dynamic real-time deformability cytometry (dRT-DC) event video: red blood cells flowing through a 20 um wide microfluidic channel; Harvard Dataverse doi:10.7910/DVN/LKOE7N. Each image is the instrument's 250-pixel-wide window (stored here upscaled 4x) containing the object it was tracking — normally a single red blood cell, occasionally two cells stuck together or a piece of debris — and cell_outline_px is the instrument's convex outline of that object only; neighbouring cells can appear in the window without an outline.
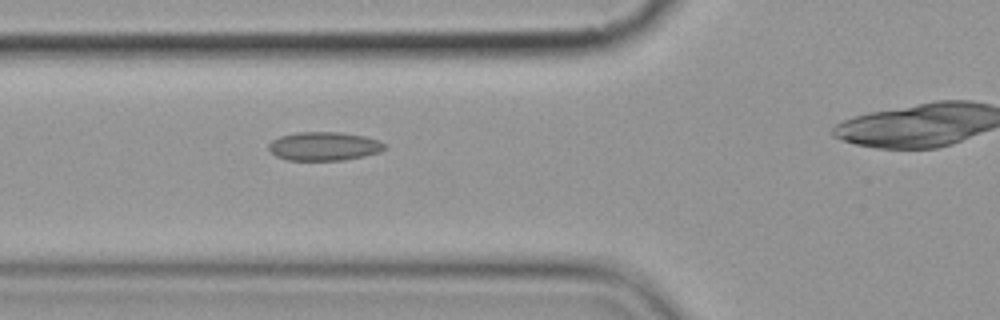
{"species": "common noctule bat (a hibernating species)", "species_latin": "Nyctalus noctula", "temperature_condition": "cold", "stored_images_in_passage": 6, "camera_frame_rate_fps": 3000, "um_per_image_px": 0.085, "animal": {"sex": "female", "body_mass_g": 19.9}, "frame": {"image": 1, "passage_image": 5, "time_ms": 4.667, "image_size_px": [1000, 320], "cell_outline_px": [[384, 148], [380, 152], [364, 156], [344, 160], [288, 160], [276, 156], [268, 148], [268, 144], [272, 140], [280, 136], [296, 132], [340, 132], [364, 136], [380, 140], [384, 144]], "centroid_in_image_um": [27.53, 12.42], "position_along_channel_um": 98.3, "area_um2": 19.36}}